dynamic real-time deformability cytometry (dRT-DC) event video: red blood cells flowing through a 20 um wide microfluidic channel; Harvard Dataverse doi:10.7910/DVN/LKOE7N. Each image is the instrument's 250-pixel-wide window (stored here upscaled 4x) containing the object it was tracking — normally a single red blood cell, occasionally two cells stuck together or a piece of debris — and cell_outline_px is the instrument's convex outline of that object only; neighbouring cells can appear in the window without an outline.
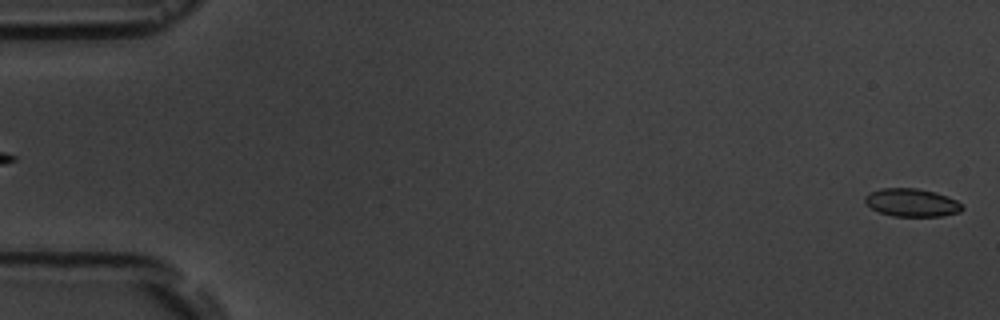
{"species": "common noctule bat (a hibernating species)", "species_latin": "Nyctalus noctula", "temperature_condition": "room temperature", "stored_images_in_passage": 5, "segment_of_instrument_passage": [2, 2], "camera_frame_rate_fps": 3000, "um_per_image_px": 0.085, "animal": {"sex": "male", "body_mass_g": 19.5, "forearm_length_mm": 54.6}, "frame": {"image": 1, "passage_image": 5, "time_ms": 4.667, "image_size_px": [1000, 320], "cell_outline_px": [[964, 208], [960, 212], [944, 216], [892, 216], [880, 212], [872, 208], [864, 200], [864, 196], [868, 192], [880, 188], [916, 188], [936, 192], [948, 196], [964, 204]], "centroid_in_image_um": [77.53, 17.21], "position_along_channel_um": 7.5, "area_um2": 16.07}}